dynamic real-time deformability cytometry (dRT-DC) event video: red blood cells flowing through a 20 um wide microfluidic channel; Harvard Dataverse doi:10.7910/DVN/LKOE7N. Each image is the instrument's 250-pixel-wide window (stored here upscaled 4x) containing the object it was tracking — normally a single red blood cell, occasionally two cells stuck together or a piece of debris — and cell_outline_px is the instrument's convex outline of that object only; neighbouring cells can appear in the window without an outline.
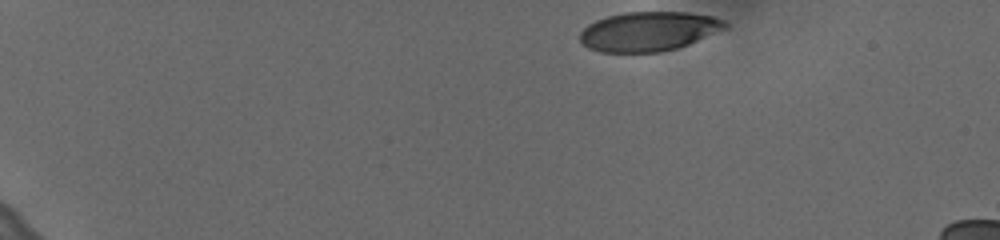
{"species": "human", "species_latin": "Homo sapiens", "temperature_condition": "cold", "stored_images_in_passage": 42, "camera_frame_rate_fps": 3000, "um_per_image_px": 0.085, "donor": {"sex": "female"}, "frame": {"image": 1, "passage_image": 1, "time_ms": 0.0, "image_size_px": [1000, 240], "cell_outline_px": [[728, 28], [680, 48], [660, 52], [600, 52], [588, 48], [580, 40], [580, 32], [588, 24], [596, 20], [608, 16], [624, 12], [688, 12], [712, 16], [724, 20], [728, 24]], "centroid_in_image_um": [55.17, 2.67], "position_along_channel_um": 29.8, "area_um2": 33.58}}
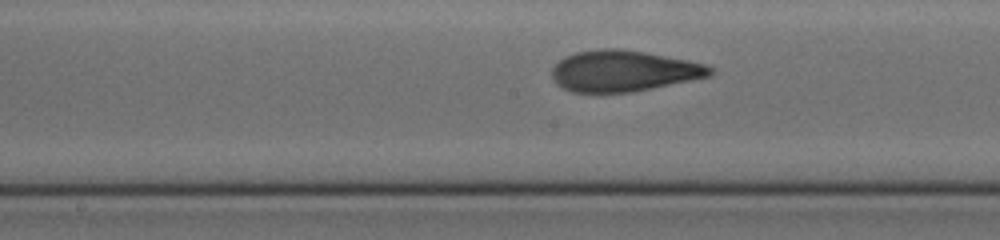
{"frame": {"image": 2, "passage_image": 24, "time_ms": 7.667, "image_size_px": [1000, 240], "cell_outline_px": [[716, 68], [708, 76], [632, 92], [572, 92], [556, 84], [552, 76], [552, 68], [564, 56], [576, 52], [600, 48], [620, 48], [644, 52], [688, 60], [704, 64]], "centroid_in_image_um": [52.96, 6.02], "position_along_channel_um": 195.2, "area_um2": 37.63}}
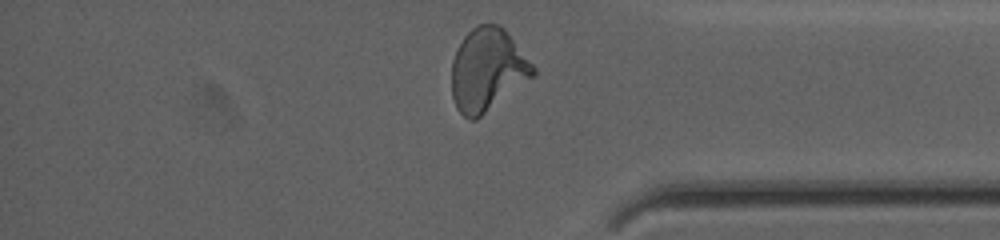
{"frame": {"image": 3, "passage_image": 41, "time_ms": 13.333, "image_size_px": [1000, 240], "cell_outline_px": [[536, 76], [476, 120], [468, 120], [456, 108], [452, 96], [452, 60], [464, 36], [476, 24], [500, 24], [504, 28], [536, 68]], "centroid_in_image_um": [41.45, 5.95], "position_along_channel_um": 393.7, "area_um2": 39.48}, "authors_computed_cell_mechanics": {"area_um2": 37.3966, "velocity_mm_per_s": 3.6367, "shape_relaxation_time_tau1_ms": 4.9819, "shape_relaxation_time_tau2_ms": 0.9968, "deformation_change_tau1": 0.1817, "deformation_change_tau2": 0.0737}}